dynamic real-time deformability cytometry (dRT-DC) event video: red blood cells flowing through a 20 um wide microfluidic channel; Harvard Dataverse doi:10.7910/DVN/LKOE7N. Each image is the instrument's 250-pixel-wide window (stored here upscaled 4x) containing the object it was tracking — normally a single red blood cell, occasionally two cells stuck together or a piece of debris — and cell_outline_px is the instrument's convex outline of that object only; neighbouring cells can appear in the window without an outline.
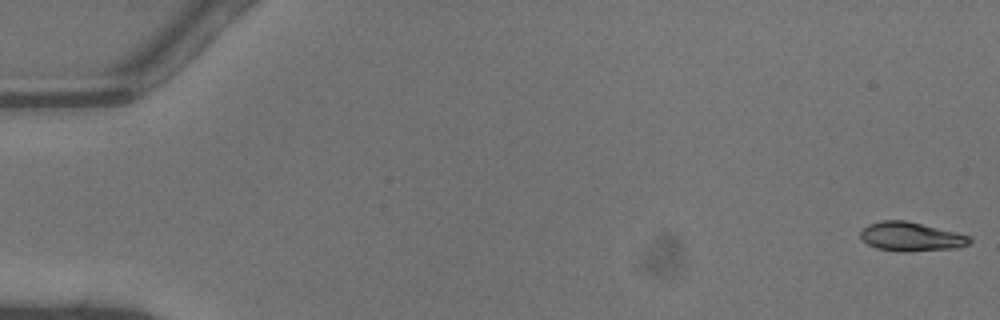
{"species": "common noctule bat (a hibernating species)", "species_latin": "Nyctalus noctula", "temperature_condition": "warm", "stored_images_in_passage": 47, "camera_frame_rate_fps": 3000, "um_per_image_px": 0.085, "animal": {"sex": "male", "body_mass_g": 13.3}, "frame": {"image": 1, "passage_image": 1, "time_ms": 0.0, "image_size_px": [1000, 320], "cell_outline_px": [[972, 240], [968, 244], [960, 248], [908, 252], [900, 252], [876, 248], [868, 244], [860, 236], [860, 232], [868, 224], [880, 220], [904, 220], [956, 232], [972, 236]], "centroid_in_image_um": [77.46, 20.13], "position_along_channel_um": 7.5, "area_um2": 18.61}}
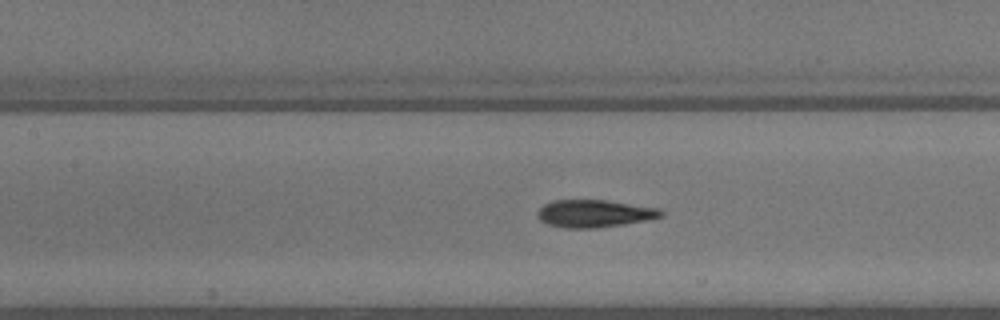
{"frame": {"image": 2, "passage_image": 22, "time_ms": 7.0, "image_size_px": [1000, 320], "cell_outline_px": [[664, 216], [648, 220], [596, 228], [564, 228], [548, 224], [540, 220], [536, 216], [536, 212], [544, 204], [552, 200], [608, 200], [660, 208], [664, 212]], "centroid_in_image_um": [50.53, 18.14], "position_along_channel_um": 156.9, "area_um2": 20.0}}
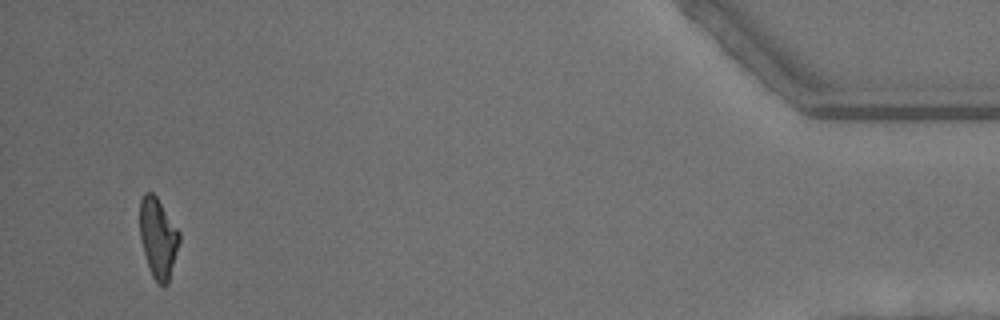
{"frame": {"image": 3, "passage_image": 45, "time_ms": 14.667, "image_size_px": [1000, 320], "cell_outline_px": [[180, 240], [168, 284], [156, 284], [152, 276], [140, 240], [140, 200], [144, 192], [152, 192], [156, 196], [180, 232]], "centroid_in_image_um": [13.43, 20.22], "position_along_channel_um": 421.8, "area_um2": 18.32}, "authors_computed_cell_mechanics": {"area_um2": 19.1896, "velocity_mm_per_s": 4.499, "shape_relaxation_time_tau1_ms": 3.9624, "shape_relaxation_time_tau2_ms": 1.6195, "deformation_change_tau1": 0.1982, "deformation_change_tau2": 0.0888}}